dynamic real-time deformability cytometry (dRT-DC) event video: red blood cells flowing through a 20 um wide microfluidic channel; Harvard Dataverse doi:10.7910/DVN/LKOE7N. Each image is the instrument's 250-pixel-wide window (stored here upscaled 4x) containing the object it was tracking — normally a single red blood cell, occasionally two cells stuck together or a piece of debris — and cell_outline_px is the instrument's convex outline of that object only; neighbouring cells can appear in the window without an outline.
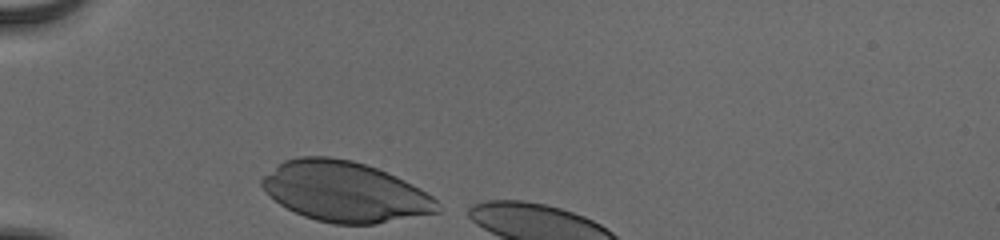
{"species": "human", "species_latin": "Homo sapiens", "temperature_condition": "cold", "stored_images_in_passage": 5, "camera_frame_rate_fps": 3000, "um_per_image_px": 0.085, "donor": {"sex": "male"}, "frame": {"image": 1, "passage_image": 1, "time_ms": 0.0, "image_size_px": [1000, 240], "cell_outline_px": [[440, 212], [376, 224], [332, 224], [316, 220], [304, 216], [280, 204], [260, 184], [260, 180], [264, 176], [284, 160], [300, 156], [332, 156], [352, 160], [376, 168], [396, 176], [420, 188], [432, 196], [440, 204]], "centroid_in_image_um": [29.35, 16.29], "position_along_channel_um": 55.7, "area_um2": 61.38}}